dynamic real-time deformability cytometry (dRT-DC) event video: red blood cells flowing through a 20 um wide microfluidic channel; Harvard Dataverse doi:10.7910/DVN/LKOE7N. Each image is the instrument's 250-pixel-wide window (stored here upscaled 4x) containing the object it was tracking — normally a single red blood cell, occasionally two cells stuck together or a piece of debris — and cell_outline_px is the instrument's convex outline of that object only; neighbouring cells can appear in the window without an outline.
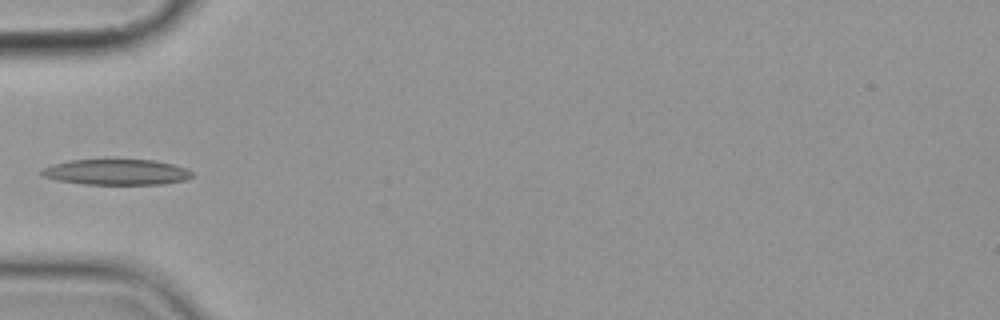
{"species": "common noctule bat (a hibernating species)", "species_latin": "Nyctalus noctula", "temperature_condition": "cold", "stored_images_in_passage": 5, "camera_frame_rate_fps": 3000, "um_per_image_px": 0.085, "animal": {"sex": "female", "body_mass_g": 19.9}, "frame": {"image": 1, "passage_image": 5, "time_ms": 4.667, "image_size_px": [1000, 320], "cell_outline_px": [[196, 176], [184, 180], [164, 184], [84, 184], [56, 180], [40, 176], [40, 172], [44, 168], [52, 164], [68, 160], [152, 160], [172, 164], [184, 168], [192, 172]], "centroid_in_image_um": [9.88, 14.63], "position_along_channel_um": 75.1, "area_um2": 22.48}}